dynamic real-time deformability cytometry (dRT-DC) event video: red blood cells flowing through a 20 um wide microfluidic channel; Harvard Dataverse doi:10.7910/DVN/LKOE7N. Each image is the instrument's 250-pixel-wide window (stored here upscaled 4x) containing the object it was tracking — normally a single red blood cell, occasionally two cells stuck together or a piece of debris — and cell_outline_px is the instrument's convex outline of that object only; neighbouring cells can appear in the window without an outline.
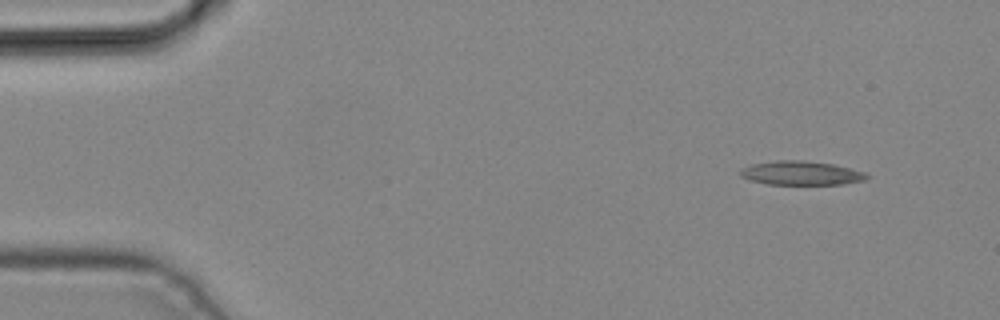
{"species": "common noctule bat (a hibernating species)", "species_latin": "Nyctalus noctula", "temperature_condition": "cold", "stored_images_in_passage": 3, "camera_frame_rate_fps": 3000, "um_per_image_px": 0.085, "animal": {"sex": "male", "body_mass_g": 19.2, "forearm_length_mm": 51.8}, "frame": {"image": 1, "passage_image": 1, "time_ms": 0.0, "image_size_px": [1000, 320], "cell_outline_px": [[872, 176], [868, 180], [844, 184], [768, 184], [748, 180], [740, 176], [736, 172], [740, 168], [752, 164], [776, 160], [800, 160], [832, 164], [864, 172]], "centroid_in_image_um": [68.06, 14.72], "position_along_channel_um": 16.9, "area_um2": 17.86}}